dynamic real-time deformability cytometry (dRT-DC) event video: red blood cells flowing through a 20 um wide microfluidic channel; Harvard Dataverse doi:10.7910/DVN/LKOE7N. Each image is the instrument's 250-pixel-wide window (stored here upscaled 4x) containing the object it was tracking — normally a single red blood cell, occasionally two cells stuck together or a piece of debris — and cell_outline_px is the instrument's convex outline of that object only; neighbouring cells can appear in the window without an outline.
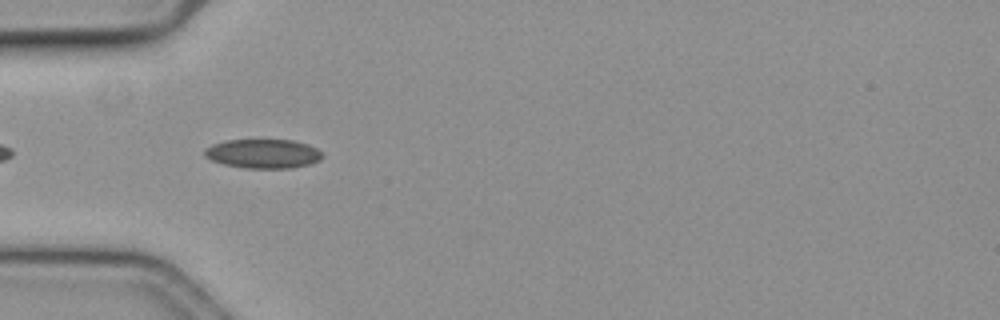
{"species": "common noctule bat (a hibernating species)", "species_latin": "Nyctalus noctula", "temperature_condition": "cold", "stored_images_in_passage": 22, "camera_frame_rate_fps": 3000, "um_per_image_px": 0.085, "animal": {"sex": "female", "body_mass_g": 19.3, "forearm_length_mm": 54.1}, "frame": {"image": 1, "passage_image": 4, "time_ms": 1.0, "image_size_px": [1000, 320], "cell_outline_px": [[324, 156], [320, 160], [308, 164], [292, 168], [244, 168], [224, 164], [212, 160], [204, 156], [204, 148], [212, 144], [228, 140], [292, 140], [308, 144], [316, 148]], "centroid_in_image_um": [22.35, 13.06], "position_along_channel_um": 62.6, "area_um2": 20.0}}